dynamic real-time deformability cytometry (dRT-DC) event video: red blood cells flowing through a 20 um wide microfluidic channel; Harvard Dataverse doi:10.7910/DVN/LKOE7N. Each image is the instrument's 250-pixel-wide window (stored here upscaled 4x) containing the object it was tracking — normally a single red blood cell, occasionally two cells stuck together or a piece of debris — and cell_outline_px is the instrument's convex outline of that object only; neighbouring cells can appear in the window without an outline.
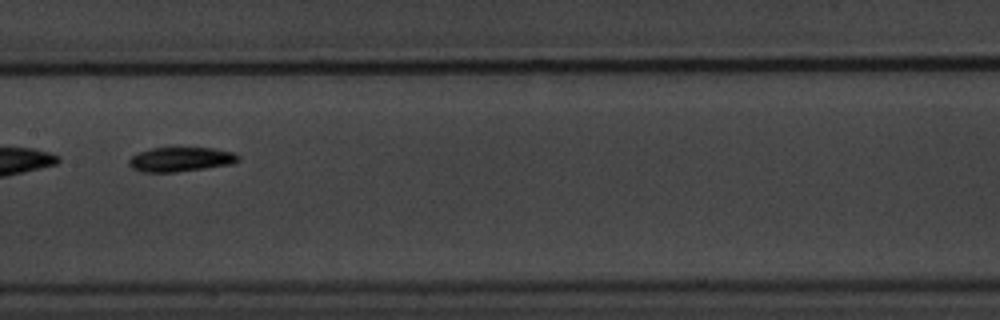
{"species": "common noctule bat (a hibernating species)", "species_latin": "Nyctalus noctula", "temperature_condition": "warm", "stored_images_in_passage": 14, "camera_frame_rate_fps": 3000, "um_per_image_px": 0.085, "animal": {"sex": "male", "body_mass_g": 20.1, "forearm_length_mm": 53.5}, "frame": {"image": 1, "passage_image": 7, "time_ms": 8.0, "image_size_px": [1000, 320], "cell_outline_px": [[240, 160], [232, 164], [176, 172], [144, 172], [132, 168], [128, 164], [128, 160], [132, 156], [140, 152], [152, 148], [212, 148], [236, 152], [240, 156]], "centroid_in_image_um": [15.39, 13.54], "position_along_channel_um": 192.0, "area_um2": 15.55}}
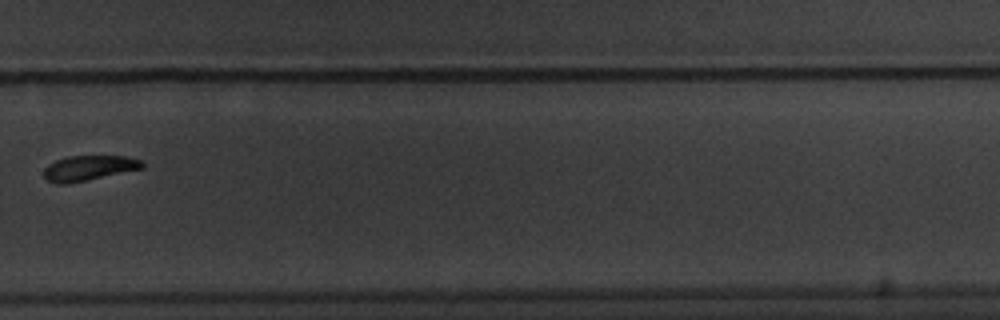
{"frame": {"image": 2, "passage_image": 10, "time_ms": 11.667, "image_size_px": [1000, 320], "cell_outline_px": [[144, 168], [88, 180], [68, 184], [56, 184], [48, 180], [44, 176], [44, 168], [48, 164], [56, 160], [68, 156], [124, 156], [140, 160], [144, 164]], "centroid_in_image_um": [7.53, 14.29], "position_along_channel_um": 322.3, "area_um2": 14.39}}
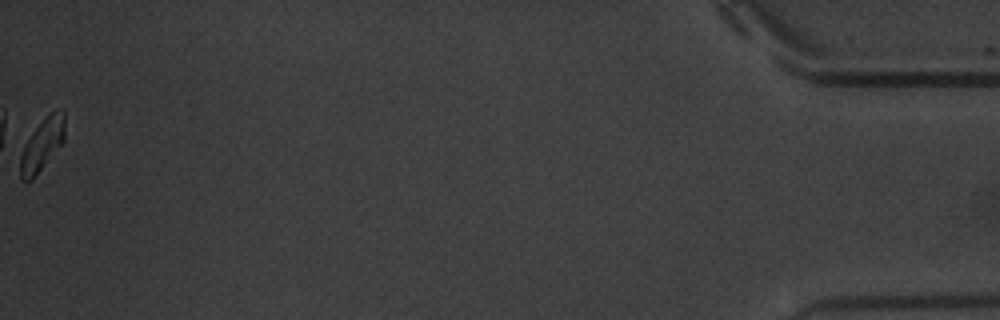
{"frame": {"image": 3, "passage_image": 14, "time_ms": 17.333, "image_size_px": [1000, 320], "cell_outline_px": [[64, 140], [32, 180], [20, 180], [20, 156], [24, 144], [32, 132], [48, 112], [64, 108]], "centroid_in_image_um": [3.57, 12.25], "position_along_channel_um": 431.6, "area_um2": 13.47}, "authors_computed_cell_mechanics": {"area_um2": 15.3748, "velocity_mm_per_s": 3.5674, "shape_relaxation_time_tau1_ms": 1.8995, "shape_relaxation_time_tau2_ms": null, "deformation_change_tau1": 0.1026, "deformation_change_tau2": null}}